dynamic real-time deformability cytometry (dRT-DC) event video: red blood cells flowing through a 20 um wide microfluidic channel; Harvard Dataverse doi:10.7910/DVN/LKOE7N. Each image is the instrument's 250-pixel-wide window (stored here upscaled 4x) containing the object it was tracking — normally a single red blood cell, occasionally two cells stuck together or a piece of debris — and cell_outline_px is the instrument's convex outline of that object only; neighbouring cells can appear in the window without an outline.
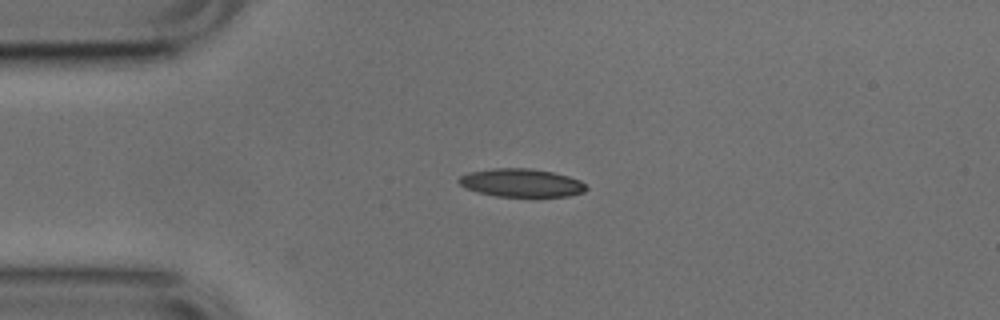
{"species": "common noctule bat (a hibernating species)", "species_latin": "Nyctalus noctula", "temperature_condition": "cold", "stored_images_in_passage": 31, "camera_frame_rate_fps": 3000, "um_per_image_px": 0.085, "animal": {"sex": "male", "body_mass_g": 17.9, "forearm_length_mm": 54.2}, "frame": {"image": 1, "passage_image": 1, "time_ms": 0.0, "image_size_px": [1000, 320], "cell_outline_px": [[588, 188], [584, 192], [568, 196], [496, 196], [476, 192], [460, 184], [456, 180], [460, 176], [468, 172], [492, 168], [532, 168], [552, 172], [568, 176], [580, 180]], "centroid_in_image_um": [44.3, 15.53], "position_along_channel_um": 40.7, "area_um2": 20.92}}
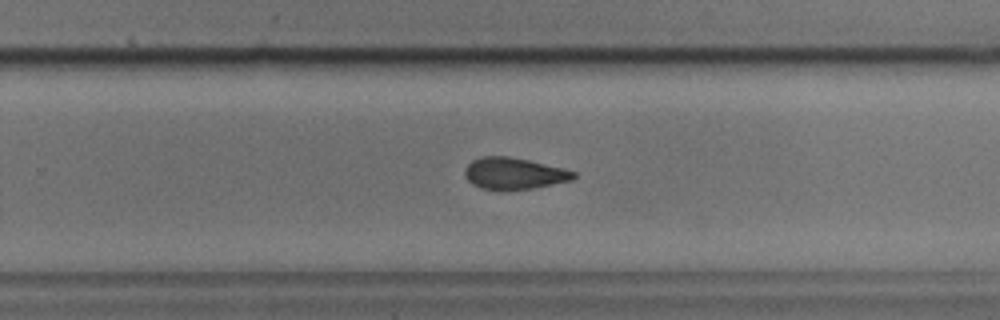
{"frame": {"image": 2, "passage_image": 22, "time_ms": 7.0, "image_size_px": [1000, 320], "cell_outline_px": [[576, 176], [572, 180], [532, 188], [480, 188], [472, 184], [464, 176], [464, 168], [472, 160], [480, 156], [508, 156], [528, 160], [576, 172]], "centroid_in_image_um": [43.64, 14.71], "position_along_channel_um": 286.2, "area_um2": 19.54}}
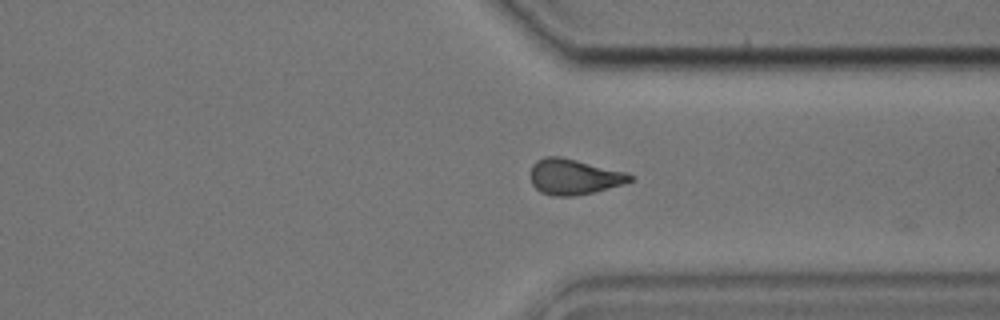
{"frame": {"image": 3, "passage_image": 28, "time_ms": 9.0, "image_size_px": [1000, 320], "cell_outline_px": [[636, 176], [632, 180], [624, 184], [576, 196], [552, 196], [540, 192], [532, 184], [532, 164], [536, 160], [544, 156], [560, 156], [628, 172]], "centroid_in_image_um": [48.81, 15.02], "position_along_channel_um": 362.6, "area_um2": 20.75}, "authors_computed_cell_mechanics": {"area_um2": 20.9814, "velocity_mm_per_s": 3.8207, "shape_relaxation_time_tau1_ms": 6.4082, "shape_relaxation_time_tau2_ms": 3.6323, "deformation_change_tau1": 0.1614, "deformation_change_tau2": 0.097}}